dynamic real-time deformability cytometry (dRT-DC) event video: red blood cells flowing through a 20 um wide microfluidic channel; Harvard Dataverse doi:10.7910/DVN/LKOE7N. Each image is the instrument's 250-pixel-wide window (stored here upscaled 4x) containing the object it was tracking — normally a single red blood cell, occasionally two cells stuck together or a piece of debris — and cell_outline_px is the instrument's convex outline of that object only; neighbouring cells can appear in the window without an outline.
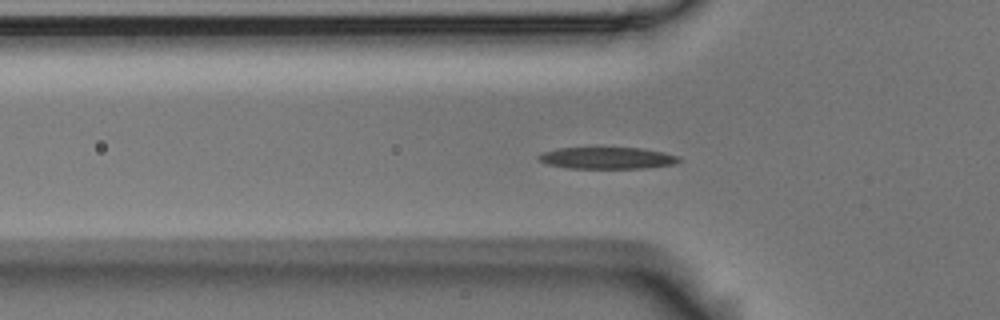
{"species": "Egyptian fruit bat (a non-hibernating species)", "species_latin": "Rousettus aegyptiacus", "temperature_condition": "room temperature", "stored_images_in_passage": 54, "camera_frame_rate_fps": 3000, "um_per_image_px": 0.085, "animal": {"sex": "male"}, "frame": {"image": 1, "passage_image": 14, "time_ms": 4.333, "image_size_px": [1000, 320], "cell_outline_px": [[680, 160], [676, 164], [644, 168], [564, 168], [548, 164], [540, 160], [536, 156], [544, 152], [560, 148], [644, 148], [664, 152], [680, 156]], "centroid_in_image_um": [51.65, 13.43], "position_along_channel_um": 74.1, "area_um2": 17.74}}
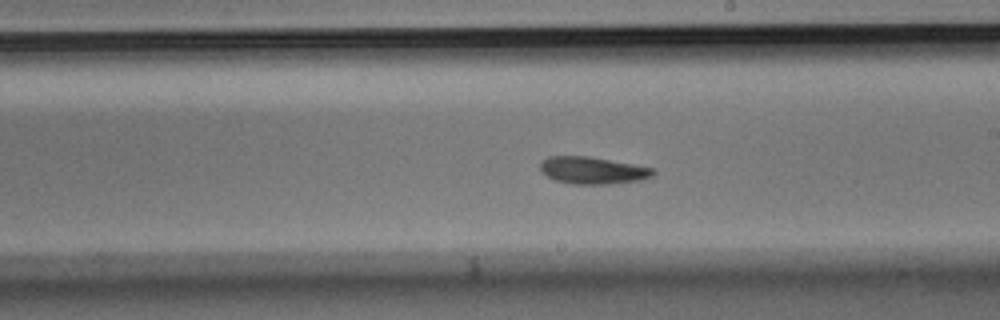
{"frame": {"image": 2, "passage_image": 28, "time_ms": 9.0, "image_size_px": [1000, 320], "cell_outline_px": [[656, 172], [652, 176], [640, 180], [608, 184], [572, 184], [552, 180], [540, 172], [540, 164], [548, 156], [588, 156], [632, 164], [652, 168]], "centroid_in_image_um": [50.32, 14.49], "position_along_channel_um": 238.7, "area_um2": 17.86}}
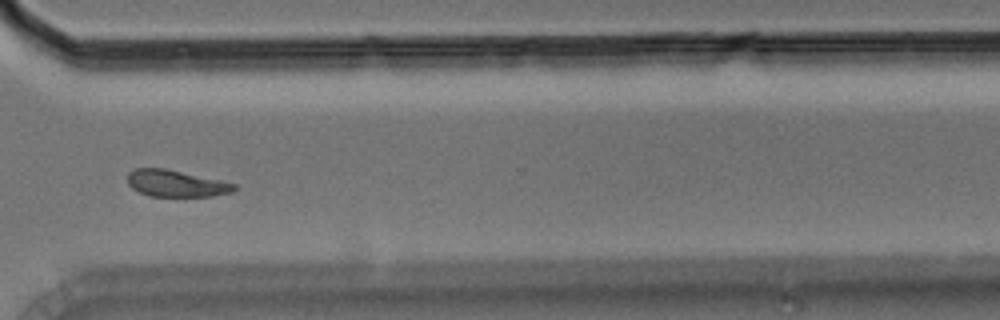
{"frame": {"image": 3, "passage_image": 38, "time_ms": 12.333, "image_size_px": [1000, 320], "cell_outline_px": [[236, 188], [232, 192], [212, 196], [148, 196], [132, 188], [128, 184], [128, 172], [136, 168], [164, 168], [220, 180], [236, 184]], "centroid_in_image_um": [14.94, 15.59], "position_along_channel_um": 355.7, "area_um2": 16.47}, "authors_computed_cell_mechanics": {"area_um2": 17.7446, "velocity_mm_per_s": 3.5138, "shape_relaxation_time_tau1_ms": 3.5519, "shape_relaxation_time_tau2_ms": 6.1053, "deformation_change_tau1": 0.1572, "deformation_change_tau2": 0.1341}}